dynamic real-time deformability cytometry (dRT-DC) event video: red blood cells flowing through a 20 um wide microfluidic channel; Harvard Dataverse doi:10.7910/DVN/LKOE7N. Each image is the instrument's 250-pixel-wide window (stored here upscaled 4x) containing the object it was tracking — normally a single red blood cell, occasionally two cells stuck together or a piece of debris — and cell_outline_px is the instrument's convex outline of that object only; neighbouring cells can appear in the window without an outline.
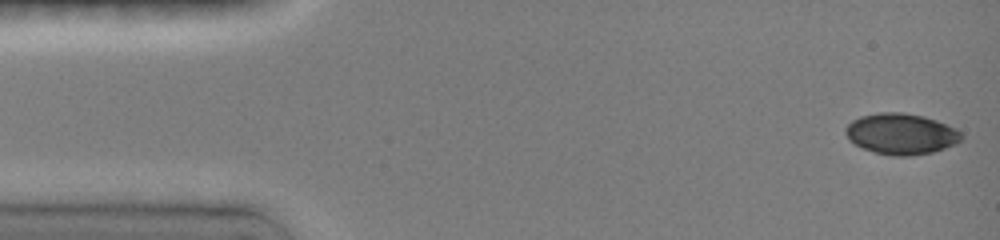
{"species": "common noctule bat (a hibernating species)", "species_latin": "Nyctalus noctula", "temperature_condition": "room temperature", "stored_images_in_passage": 5, "camera_frame_rate_fps": 3000, "um_per_image_px": 0.085, "animal": {"sex": "female", "body_mass_g": 19.0, "forearm_length_mm": 51.5}, "frame": {"image": 1, "passage_image": 1, "time_ms": 0.0, "image_size_px": [1000, 240], "cell_outline_px": [[964, 136], [960, 140], [944, 148], [932, 152], [908, 156], [892, 156], [876, 152], [864, 148], [848, 140], [844, 132], [844, 128], [852, 120], [860, 116], [880, 112], [900, 112], [924, 116], [936, 120], [956, 128]], "centroid_in_image_um": [76.56, 11.37], "position_along_channel_um": 8.4, "area_um2": 27.57}}
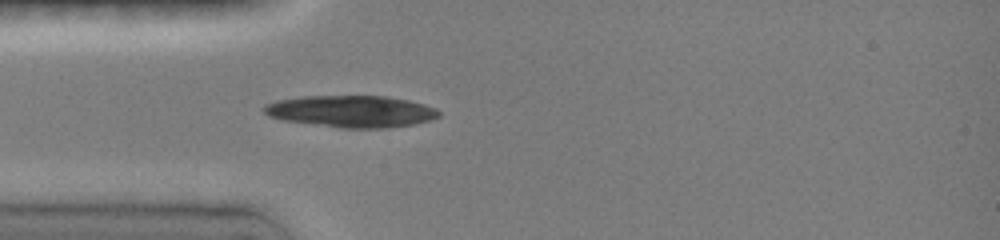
{"frame": {"image": 2, "passage_image": 5, "time_ms": 4.0, "image_size_px": [1000, 240], "cell_outline_px": [[440, 116], [432, 120], [412, 124], [388, 128], [340, 128], [280, 120], [268, 116], [260, 108], [264, 104], [276, 100], [300, 96], [384, 96], [408, 100], [424, 104], [436, 108], [440, 112]], "centroid_in_image_um": [29.81, 9.47], "position_along_channel_um": 55.2, "area_um2": 32.83}}